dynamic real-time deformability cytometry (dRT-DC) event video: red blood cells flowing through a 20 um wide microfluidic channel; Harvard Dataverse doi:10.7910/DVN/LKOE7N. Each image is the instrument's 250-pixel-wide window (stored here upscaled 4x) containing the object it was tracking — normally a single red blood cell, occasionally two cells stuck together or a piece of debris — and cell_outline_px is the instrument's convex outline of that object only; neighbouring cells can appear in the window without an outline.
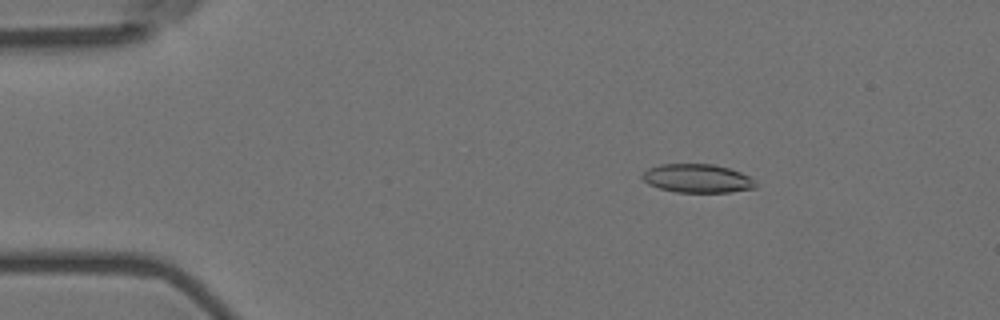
{"species": "Egyptian fruit bat (a non-hibernating species)", "species_latin": "Rousettus aegyptiacus", "temperature_condition": "room temperature", "stored_images_in_passage": 56, "camera_frame_rate_fps": 3000, "um_per_image_px": 0.085, "animal": {"sex": "female"}, "frame": {"image": 1, "passage_image": 9, "time_ms": 2.667, "image_size_px": [1000, 320], "cell_outline_px": [[756, 188], [732, 192], [676, 192], [660, 188], [648, 184], [640, 176], [648, 168], [660, 164], [712, 164], [728, 168], [740, 172], [756, 180]], "centroid_in_image_um": [59.28, 15.16], "position_along_channel_um": 25.7, "area_um2": 18.9}}
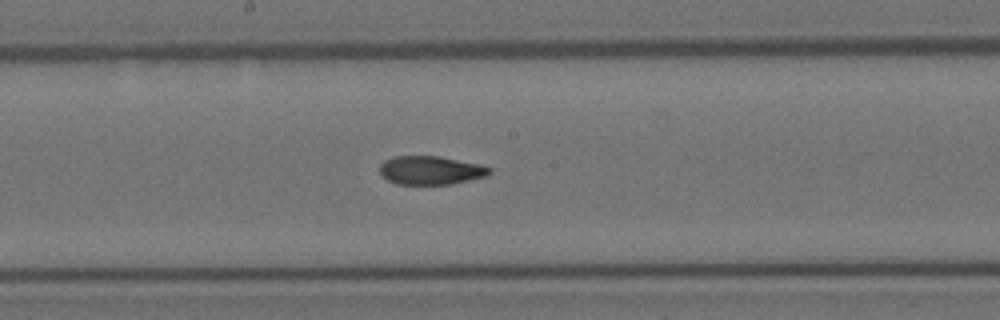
{"frame": {"image": 2, "passage_image": 30, "time_ms": 9.667, "image_size_px": [1000, 320], "cell_outline_px": [[492, 172], [488, 176], [452, 184], [396, 184], [388, 180], [380, 172], [380, 164], [384, 160], [392, 156], [440, 156], [480, 164], [492, 168]], "centroid_in_image_um": [36.64, 14.47], "position_along_channel_um": 211.6, "area_um2": 18.44}}
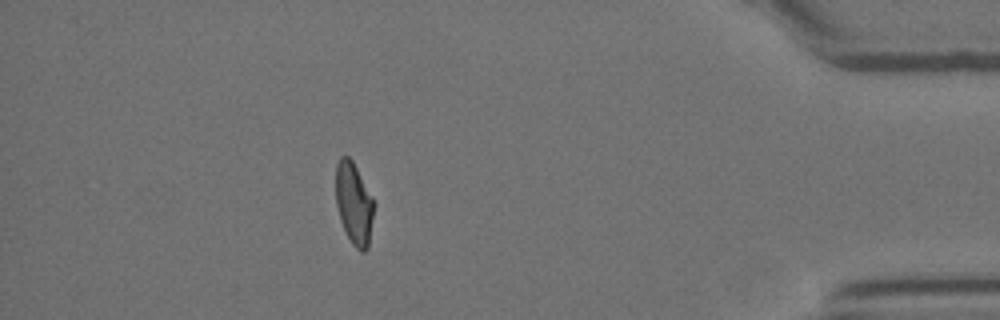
{"frame": {"image": 3, "passage_image": 50, "time_ms": 16.333, "image_size_px": [1000, 320], "cell_outline_px": [[372, 216], [368, 248], [364, 252], [360, 252], [352, 244], [340, 220], [336, 204], [336, 164], [340, 156], [348, 156], [352, 160], [372, 196]], "centroid_in_image_um": [30.05, 17.28], "position_along_channel_um": 405.1, "area_um2": 17.86}, "authors_computed_cell_mechanics": {"area_um2": 19.0451, "velocity_mm_per_s": 3.6208, "shape_relaxation_time_tau1_ms": null, "shape_relaxation_time_tau2_ms": 2.18, "deformation_change_tau1": null, "deformation_change_tau2": 0.0838}}